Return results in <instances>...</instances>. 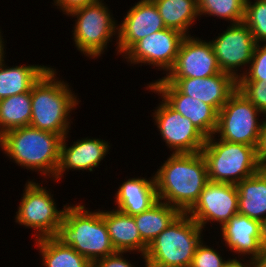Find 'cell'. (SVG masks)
Instances as JSON below:
<instances>
[{
    "mask_svg": "<svg viewBox=\"0 0 266 267\" xmlns=\"http://www.w3.org/2000/svg\"><path fill=\"white\" fill-rule=\"evenodd\" d=\"M82 203L68 204L63 221L54 236L63 245L73 247L91 263L116 253L101 210L90 211Z\"/></svg>",
    "mask_w": 266,
    "mask_h": 267,
    "instance_id": "277c9868",
    "label": "cell"
},
{
    "mask_svg": "<svg viewBox=\"0 0 266 267\" xmlns=\"http://www.w3.org/2000/svg\"><path fill=\"white\" fill-rule=\"evenodd\" d=\"M154 179L158 200L187 213L209 181L205 158L201 152L170 154Z\"/></svg>",
    "mask_w": 266,
    "mask_h": 267,
    "instance_id": "6da1fadb",
    "label": "cell"
},
{
    "mask_svg": "<svg viewBox=\"0 0 266 267\" xmlns=\"http://www.w3.org/2000/svg\"><path fill=\"white\" fill-rule=\"evenodd\" d=\"M118 24L116 53L123 56L136 42L147 35L166 28L159 11L152 0H140L125 12Z\"/></svg>",
    "mask_w": 266,
    "mask_h": 267,
    "instance_id": "2e32d148",
    "label": "cell"
},
{
    "mask_svg": "<svg viewBox=\"0 0 266 267\" xmlns=\"http://www.w3.org/2000/svg\"><path fill=\"white\" fill-rule=\"evenodd\" d=\"M2 32L0 30V63H2L3 61H5V54H6V48H5V45H4V38L2 36ZM5 49V50H4Z\"/></svg>",
    "mask_w": 266,
    "mask_h": 267,
    "instance_id": "74e56055",
    "label": "cell"
},
{
    "mask_svg": "<svg viewBox=\"0 0 266 267\" xmlns=\"http://www.w3.org/2000/svg\"><path fill=\"white\" fill-rule=\"evenodd\" d=\"M62 138L60 145L59 163L56 170L55 177L53 181L58 182L66 173L72 169L84 171L89 170L93 172L94 168L101 165V161L106 158L105 156L109 154L110 143L100 138H82L74 141L71 146H68V136Z\"/></svg>",
    "mask_w": 266,
    "mask_h": 267,
    "instance_id": "e0dca14e",
    "label": "cell"
},
{
    "mask_svg": "<svg viewBox=\"0 0 266 267\" xmlns=\"http://www.w3.org/2000/svg\"><path fill=\"white\" fill-rule=\"evenodd\" d=\"M235 258H228V260L224 263L223 267H257V261L251 259L244 261V258L241 259L240 257ZM242 260V261H241ZM244 262V263H243Z\"/></svg>",
    "mask_w": 266,
    "mask_h": 267,
    "instance_id": "d590c367",
    "label": "cell"
},
{
    "mask_svg": "<svg viewBox=\"0 0 266 267\" xmlns=\"http://www.w3.org/2000/svg\"><path fill=\"white\" fill-rule=\"evenodd\" d=\"M56 70L51 66L31 89L32 114L29 126L63 138L71 130L70 113L81 100L71 90L69 83L59 80Z\"/></svg>",
    "mask_w": 266,
    "mask_h": 267,
    "instance_id": "7a4b0ae2",
    "label": "cell"
},
{
    "mask_svg": "<svg viewBox=\"0 0 266 267\" xmlns=\"http://www.w3.org/2000/svg\"><path fill=\"white\" fill-rule=\"evenodd\" d=\"M238 213V189L234 184L208 181L198 201L187 212L203 229L206 224H226Z\"/></svg>",
    "mask_w": 266,
    "mask_h": 267,
    "instance_id": "4fadbf2b",
    "label": "cell"
},
{
    "mask_svg": "<svg viewBox=\"0 0 266 267\" xmlns=\"http://www.w3.org/2000/svg\"><path fill=\"white\" fill-rule=\"evenodd\" d=\"M61 142L60 135L31 126L15 128L0 136V148L5 156L51 180L58 167Z\"/></svg>",
    "mask_w": 266,
    "mask_h": 267,
    "instance_id": "3957f363",
    "label": "cell"
},
{
    "mask_svg": "<svg viewBox=\"0 0 266 267\" xmlns=\"http://www.w3.org/2000/svg\"><path fill=\"white\" fill-rule=\"evenodd\" d=\"M0 63V100L7 97L29 92L33 85L50 68L44 65L6 66Z\"/></svg>",
    "mask_w": 266,
    "mask_h": 267,
    "instance_id": "603a6c76",
    "label": "cell"
},
{
    "mask_svg": "<svg viewBox=\"0 0 266 267\" xmlns=\"http://www.w3.org/2000/svg\"><path fill=\"white\" fill-rule=\"evenodd\" d=\"M262 170L266 173V161L262 164Z\"/></svg>",
    "mask_w": 266,
    "mask_h": 267,
    "instance_id": "ab89813d",
    "label": "cell"
},
{
    "mask_svg": "<svg viewBox=\"0 0 266 267\" xmlns=\"http://www.w3.org/2000/svg\"><path fill=\"white\" fill-rule=\"evenodd\" d=\"M220 228L221 242L238 257L250 258L257 261L261 255L260 221L237 213ZM248 256V257H247Z\"/></svg>",
    "mask_w": 266,
    "mask_h": 267,
    "instance_id": "d6986e66",
    "label": "cell"
},
{
    "mask_svg": "<svg viewBox=\"0 0 266 267\" xmlns=\"http://www.w3.org/2000/svg\"><path fill=\"white\" fill-rule=\"evenodd\" d=\"M240 72L237 81H266V43L256 44L249 68Z\"/></svg>",
    "mask_w": 266,
    "mask_h": 267,
    "instance_id": "f546056e",
    "label": "cell"
},
{
    "mask_svg": "<svg viewBox=\"0 0 266 267\" xmlns=\"http://www.w3.org/2000/svg\"><path fill=\"white\" fill-rule=\"evenodd\" d=\"M260 244L261 247H266V218L260 221Z\"/></svg>",
    "mask_w": 266,
    "mask_h": 267,
    "instance_id": "8d00e7d4",
    "label": "cell"
},
{
    "mask_svg": "<svg viewBox=\"0 0 266 267\" xmlns=\"http://www.w3.org/2000/svg\"><path fill=\"white\" fill-rule=\"evenodd\" d=\"M112 245L117 252H138L143 261L148 246L142 241L134 217L117 209L101 210Z\"/></svg>",
    "mask_w": 266,
    "mask_h": 267,
    "instance_id": "44dd1931",
    "label": "cell"
},
{
    "mask_svg": "<svg viewBox=\"0 0 266 267\" xmlns=\"http://www.w3.org/2000/svg\"><path fill=\"white\" fill-rule=\"evenodd\" d=\"M44 267H91L92 263L73 247L63 245L55 237L35 240Z\"/></svg>",
    "mask_w": 266,
    "mask_h": 267,
    "instance_id": "484cf974",
    "label": "cell"
},
{
    "mask_svg": "<svg viewBox=\"0 0 266 267\" xmlns=\"http://www.w3.org/2000/svg\"><path fill=\"white\" fill-rule=\"evenodd\" d=\"M237 90L266 115V81H237Z\"/></svg>",
    "mask_w": 266,
    "mask_h": 267,
    "instance_id": "4dcf8cb0",
    "label": "cell"
},
{
    "mask_svg": "<svg viewBox=\"0 0 266 267\" xmlns=\"http://www.w3.org/2000/svg\"><path fill=\"white\" fill-rule=\"evenodd\" d=\"M31 90L0 100V136L5 132L30 125Z\"/></svg>",
    "mask_w": 266,
    "mask_h": 267,
    "instance_id": "4316f807",
    "label": "cell"
},
{
    "mask_svg": "<svg viewBox=\"0 0 266 267\" xmlns=\"http://www.w3.org/2000/svg\"><path fill=\"white\" fill-rule=\"evenodd\" d=\"M238 213L262 221L266 218V173L262 169L239 182Z\"/></svg>",
    "mask_w": 266,
    "mask_h": 267,
    "instance_id": "7402d4cb",
    "label": "cell"
},
{
    "mask_svg": "<svg viewBox=\"0 0 266 267\" xmlns=\"http://www.w3.org/2000/svg\"><path fill=\"white\" fill-rule=\"evenodd\" d=\"M103 1L79 8L67 15L76 17L72 30L73 43L89 59H97L103 55L109 42L118 36V22Z\"/></svg>",
    "mask_w": 266,
    "mask_h": 267,
    "instance_id": "52a82bcc",
    "label": "cell"
},
{
    "mask_svg": "<svg viewBox=\"0 0 266 267\" xmlns=\"http://www.w3.org/2000/svg\"><path fill=\"white\" fill-rule=\"evenodd\" d=\"M182 94L212 106L217 112L237 90V80L230 74L220 72L205 78H165Z\"/></svg>",
    "mask_w": 266,
    "mask_h": 267,
    "instance_id": "ac0fdd59",
    "label": "cell"
},
{
    "mask_svg": "<svg viewBox=\"0 0 266 267\" xmlns=\"http://www.w3.org/2000/svg\"><path fill=\"white\" fill-rule=\"evenodd\" d=\"M210 42L222 72L238 80L241 77L239 69L246 66L248 69L257 44L250 29L244 22L229 24Z\"/></svg>",
    "mask_w": 266,
    "mask_h": 267,
    "instance_id": "7c38bea8",
    "label": "cell"
},
{
    "mask_svg": "<svg viewBox=\"0 0 266 267\" xmlns=\"http://www.w3.org/2000/svg\"><path fill=\"white\" fill-rule=\"evenodd\" d=\"M150 178L134 177L120 184L115 193V209L133 216L157 203L159 200L154 175Z\"/></svg>",
    "mask_w": 266,
    "mask_h": 267,
    "instance_id": "ffe728a7",
    "label": "cell"
},
{
    "mask_svg": "<svg viewBox=\"0 0 266 267\" xmlns=\"http://www.w3.org/2000/svg\"><path fill=\"white\" fill-rule=\"evenodd\" d=\"M203 229L187 213H180L148 246L145 267H189Z\"/></svg>",
    "mask_w": 266,
    "mask_h": 267,
    "instance_id": "5b68a950",
    "label": "cell"
},
{
    "mask_svg": "<svg viewBox=\"0 0 266 267\" xmlns=\"http://www.w3.org/2000/svg\"><path fill=\"white\" fill-rule=\"evenodd\" d=\"M146 89L159 95L172 109L189 119L206 137L215 134L218 124V112L210 105L198 99L182 94L164 77L147 84Z\"/></svg>",
    "mask_w": 266,
    "mask_h": 267,
    "instance_id": "5bb4252c",
    "label": "cell"
},
{
    "mask_svg": "<svg viewBox=\"0 0 266 267\" xmlns=\"http://www.w3.org/2000/svg\"><path fill=\"white\" fill-rule=\"evenodd\" d=\"M215 137L216 135L208 137L201 150L210 181L237 185L262 169L256 147Z\"/></svg>",
    "mask_w": 266,
    "mask_h": 267,
    "instance_id": "8992f818",
    "label": "cell"
},
{
    "mask_svg": "<svg viewBox=\"0 0 266 267\" xmlns=\"http://www.w3.org/2000/svg\"><path fill=\"white\" fill-rule=\"evenodd\" d=\"M17 208L15 223L20 226L34 229L35 240L54 237L59 225L63 221L65 209L69 203L63 206L62 210L57 209L55 199L46 186L30 179L26 182Z\"/></svg>",
    "mask_w": 266,
    "mask_h": 267,
    "instance_id": "ba28073f",
    "label": "cell"
},
{
    "mask_svg": "<svg viewBox=\"0 0 266 267\" xmlns=\"http://www.w3.org/2000/svg\"><path fill=\"white\" fill-rule=\"evenodd\" d=\"M199 16L208 15L236 24L244 21L246 0H197Z\"/></svg>",
    "mask_w": 266,
    "mask_h": 267,
    "instance_id": "83f0119b",
    "label": "cell"
},
{
    "mask_svg": "<svg viewBox=\"0 0 266 267\" xmlns=\"http://www.w3.org/2000/svg\"><path fill=\"white\" fill-rule=\"evenodd\" d=\"M180 213L176 207L158 201L147 211L133 215L142 241L149 246Z\"/></svg>",
    "mask_w": 266,
    "mask_h": 267,
    "instance_id": "d4e9b609",
    "label": "cell"
},
{
    "mask_svg": "<svg viewBox=\"0 0 266 267\" xmlns=\"http://www.w3.org/2000/svg\"><path fill=\"white\" fill-rule=\"evenodd\" d=\"M250 29L256 43H266V1L246 0L243 21Z\"/></svg>",
    "mask_w": 266,
    "mask_h": 267,
    "instance_id": "f1b7e54d",
    "label": "cell"
},
{
    "mask_svg": "<svg viewBox=\"0 0 266 267\" xmlns=\"http://www.w3.org/2000/svg\"><path fill=\"white\" fill-rule=\"evenodd\" d=\"M182 32L165 28L136 42L124 55L128 64H146L158 67L166 75L175 65L180 45L185 38Z\"/></svg>",
    "mask_w": 266,
    "mask_h": 267,
    "instance_id": "30bf717a",
    "label": "cell"
},
{
    "mask_svg": "<svg viewBox=\"0 0 266 267\" xmlns=\"http://www.w3.org/2000/svg\"><path fill=\"white\" fill-rule=\"evenodd\" d=\"M156 108L152 112L154 124L172 154L201 152L207 138L189 119L172 109L163 99Z\"/></svg>",
    "mask_w": 266,
    "mask_h": 267,
    "instance_id": "8fae6325",
    "label": "cell"
},
{
    "mask_svg": "<svg viewBox=\"0 0 266 267\" xmlns=\"http://www.w3.org/2000/svg\"><path fill=\"white\" fill-rule=\"evenodd\" d=\"M91 267H98L95 263H92Z\"/></svg>",
    "mask_w": 266,
    "mask_h": 267,
    "instance_id": "60d3db41",
    "label": "cell"
},
{
    "mask_svg": "<svg viewBox=\"0 0 266 267\" xmlns=\"http://www.w3.org/2000/svg\"><path fill=\"white\" fill-rule=\"evenodd\" d=\"M124 254L125 252H116L112 255L98 259L95 264L98 267H135L133 262L131 263L124 257Z\"/></svg>",
    "mask_w": 266,
    "mask_h": 267,
    "instance_id": "d6a6232c",
    "label": "cell"
},
{
    "mask_svg": "<svg viewBox=\"0 0 266 267\" xmlns=\"http://www.w3.org/2000/svg\"><path fill=\"white\" fill-rule=\"evenodd\" d=\"M100 0H53L57 9L61 10L63 14L69 15L71 12L83 8L85 6L94 4Z\"/></svg>",
    "mask_w": 266,
    "mask_h": 267,
    "instance_id": "836d02e7",
    "label": "cell"
},
{
    "mask_svg": "<svg viewBox=\"0 0 266 267\" xmlns=\"http://www.w3.org/2000/svg\"><path fill=\"white\" fill-rule=\"evenodd\" d=\"M220 72L211 42L187 35L180 45L175 65L164 78H205Z\"/></svg>",
    "mask_w": 266,
    "mask_h": 267,
    "instance_id": "9a60e30c",
    "label": "cell"
},
{
    "mask_svg": "<svg viewBox=\"0 0 266 267\" xmlns=\"http://www.w3.org/2000/svg\"><path fill=\"white\" fill-rule=\"evenodd\" d=\"M204 242L202 240L197 246L190 267H223L227 259L225 260L219 251Z\"/></svg>",
    "mask_w": 266,
    "mask_h": 267,
    "instance_id": "1f68e13d",
    "label": "cell"
},
{
    "mask_svg": "<svg viewBox=\"0 0 266 267\" xmlns=\"http://www.w3.org/2000/svg\"><path fill=\"white\" fill-rule=\"evenodd\" d=\"M257 267H266V247L261 250L260 258L257 260Z\"/></svg>",
    "mask_w": 266,
    "mask_h": 267,
    "instance_id": "f35d334b",
    "label": "cell"
},
{
    "mask_svg": "<svg viewBox=\"0 0 266 267\" xmlns=\"http://www.w3.org/2000/svg\"><path fill=\"white\" fill-rule=\"evenodd\" d=\"M264 117L256 146V155L261 164L266 161V115Z\"/></svg>",
    "mask_w": 266,
    "mask_h": 267,
    "instance_id": "e575fe53",
    "label": "cell"
},
{
    "mask_svg": "<svg viewBox=\"0 0 266 267\" xmlns=\"http://www.w3.org/2000/svg\"><path fill=\"white\" fill-rule=\"evenodd\" d=\"M166 28L190 35L189 29L199 17L197 0H152Z\"/></svg>",
    "mask_w": 266,
    "mask_h": 267,
    "instance_id": "cb8c5ba5",
    "label": "cell"
},
{
    "mask_svg": "<svg viewBox=\"0 0 266 267\" xmlns=\"http://www.w3.org/2000/svg\"><path fill=\"white\" fill-rule=\"evenodd\" d=\"M264 114L242 93L236 90L218 112V124L214 135L218 139L257 146Z\"/></svg>",
    "mask_w": 266,
    "mask_h": 267,
    "instance_id": "9c48e42d",
    "label": "cell"
}]
</instances>
